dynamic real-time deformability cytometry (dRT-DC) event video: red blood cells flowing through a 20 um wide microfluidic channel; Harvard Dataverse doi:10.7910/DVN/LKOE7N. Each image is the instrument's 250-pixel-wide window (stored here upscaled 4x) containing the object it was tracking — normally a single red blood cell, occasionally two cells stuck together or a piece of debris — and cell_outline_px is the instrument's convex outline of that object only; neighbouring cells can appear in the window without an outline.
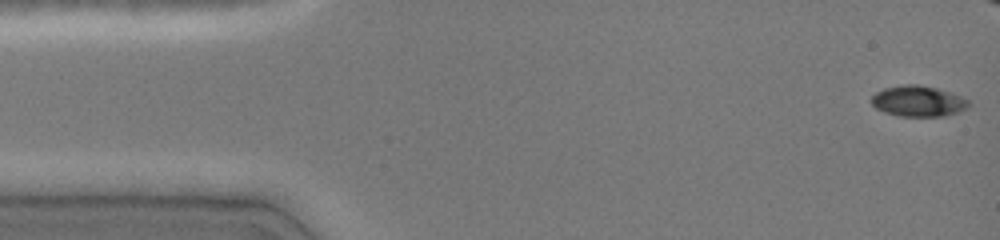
{"species": "common noctule bat (a hibernating species)", "species_latin": "Nyctalus noctula", "temperature_condition": "cold", "stored_images_in_passage": 46, "camera_frame_rate_fps": 3000, "um_per_image_px": 0.085, "animal": {"sex": "female", "body_mass_g": 19.0, "forearm_length_mm": 51.5}, "frame": {"image": 1, "passage_image": 1, "time_ms": 0.0, "image_size_px": [1000, 240], "cell_outline_px": [[968, 108], [960, 112], [944, 116], [900, 116], [884, 112], [876, 108], [872, 104], [872, 96], [876, 92], [884, 88], [904, 84], [920, 84], [936, 88], [960, 96], [968, 100]], "centroid_in_image_um": [78.04, 8.6], "position_along_channel_um": 7.0, "area_um2": 17.4}}
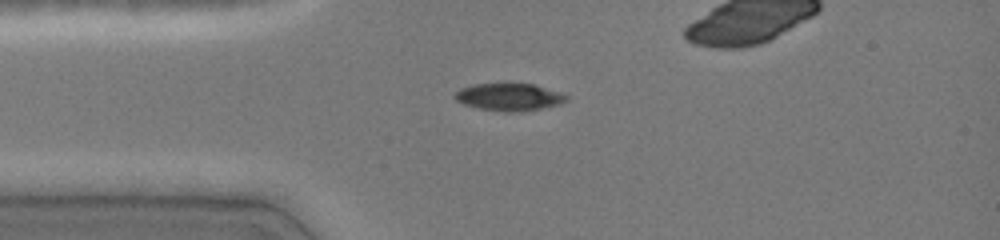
{"frame": {"image": 2, "passage_image": 11, "time_ms": 3.333, "image_size_px": [1000, 240], "cell_outline_px": [[568, 100], [556, 104], [540, 108], [520, 112], [504, 112], [480, 108], [464, 104], [456, 100], [452, 96], [460, 88], [472, 84], [532, 84], [560, 92], [568, 96]], "centroid_in_image_um": [43.23, 8.24], "position_along_channel_um": 41.8, "area_um2": 17.57}}